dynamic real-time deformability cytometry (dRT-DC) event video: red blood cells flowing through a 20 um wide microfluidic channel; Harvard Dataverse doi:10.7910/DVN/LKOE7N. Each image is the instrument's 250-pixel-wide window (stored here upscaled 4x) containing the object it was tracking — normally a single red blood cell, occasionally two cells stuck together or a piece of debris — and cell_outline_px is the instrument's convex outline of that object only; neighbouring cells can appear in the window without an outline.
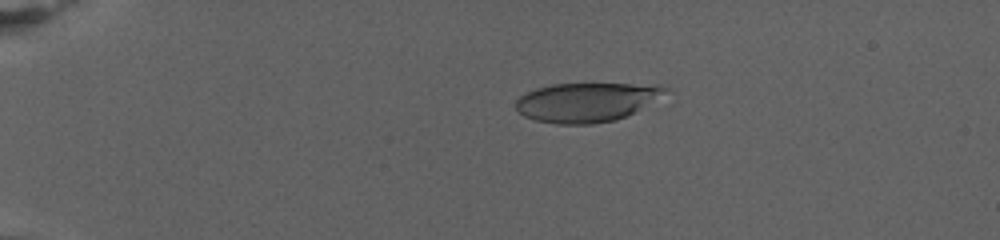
{"species": "human", "species_latin": "Homo sapiens", "temperature_condition": "warm", "stored_images_in_passage": 14, "camera_frame_rate_fps": 3000, "um_per_image_px": 0.085, "donor": {"sex": "female"}, "frame": {"image": 1, "passage_image": 7, "time_ms": 5.333, "image_size_px": [1000, 240], "cell_outline_px": [[672, 92], [628, 116], [616, 120], [592, 124], [556, 124], [532, 120], [524, 116], [516, 108], [516, 100], [520, 96], [536, 88], [552, 84], [660, 84], [668, 88]], "centroid_in_image_um": [49.93, 8.68], "position_along_channel_um": 35.1, "area_um2": 34.62}}
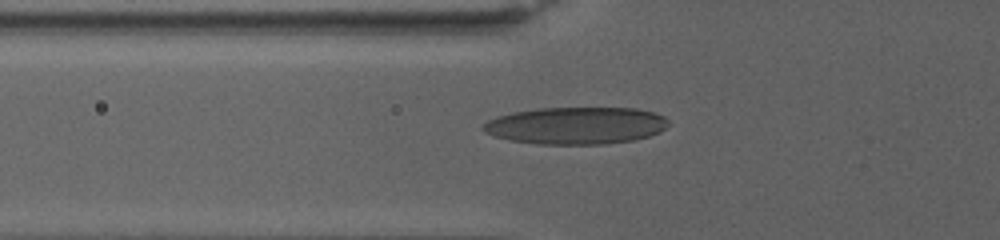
{"frame": {"image": 2, "passage_image": 13, "time_ms": 9.667, "image_size_px": [1000, 240], "cell_outline_px": [[668, 124], [660, 132], [648, 136], [632, 140], [604, 144], [536, 144], [508, 140], [492, 136], [484, 132], [480, 128], [488, 120], [496, 116], [512, 112], [540, 108], [636, 108], [652, 112], [664, 116], [668, 120]], "centroid_in_image_um": [48.91, 10.67], "position_along_channel_um": 76.9, "area_um2": 40.29}}